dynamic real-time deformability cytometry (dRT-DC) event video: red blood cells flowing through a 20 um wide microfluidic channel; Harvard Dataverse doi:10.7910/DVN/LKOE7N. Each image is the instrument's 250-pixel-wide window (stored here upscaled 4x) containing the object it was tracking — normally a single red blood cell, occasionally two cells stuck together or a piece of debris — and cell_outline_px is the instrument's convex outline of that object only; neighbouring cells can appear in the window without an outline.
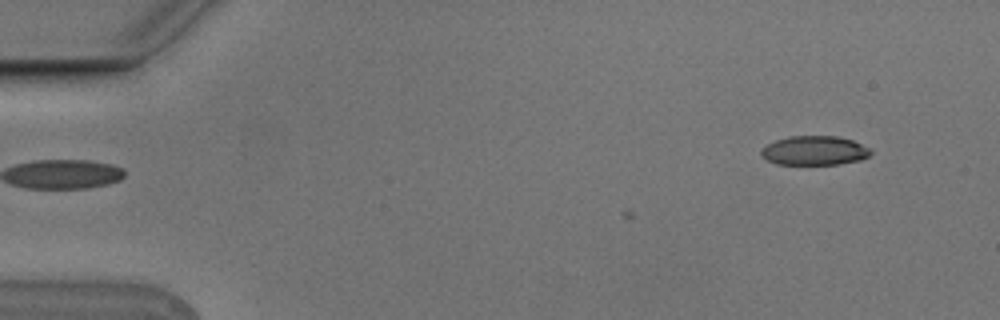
{"species": "Egyptian fruit bat (a non-hibernating species)", "species_latin": "Rousettus aegyptiacus", "temperature_condition": "cold", "stored_images_in_passage": 6, "camera_frame_rate_fps": 3000, "um_per_image_px": 0.085, "animal": {"sex": "male"}, "frame": {"image": 1, "passage_image": 6, "time_ms": 1.667, "image_size_px": [1000, 320], "cell_outline_px": [[872, 152], [868, 156], [860, 160], [840, 164], [776, 164], [760, 156], [760, 152], [768, 144], [776, 140], [788, 136], [836, 136], [852, 140], [872, 148]], "centroid_in_image_um": [69.25, 12.8], "position_along_channel_um": 15.7, "area_um2": 18.67}}